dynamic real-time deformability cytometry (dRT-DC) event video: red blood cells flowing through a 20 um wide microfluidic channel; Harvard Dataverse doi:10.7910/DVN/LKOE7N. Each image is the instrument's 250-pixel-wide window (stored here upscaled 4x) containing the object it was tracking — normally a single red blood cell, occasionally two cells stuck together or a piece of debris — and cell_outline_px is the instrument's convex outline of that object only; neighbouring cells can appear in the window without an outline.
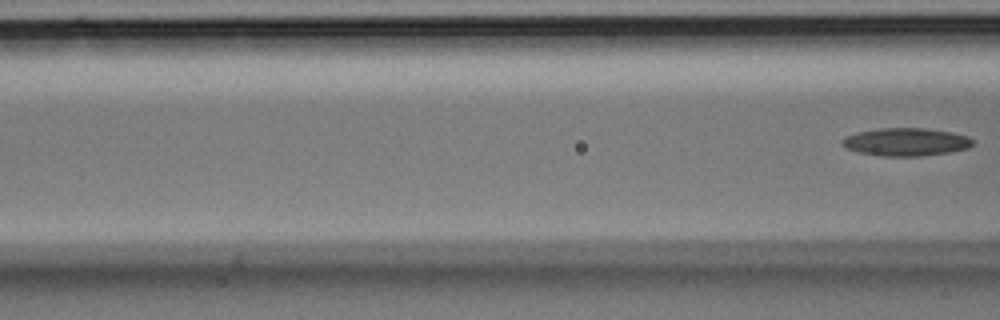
{"species": "Egyptian fruit bat (a non-hibernating species)", "species_latin": "Rousettus aegyptiacus", "temperature_condition": "room temperature", "stored_images_in_passage": 5, "segment_of_instrument_passage": [2, 2], "camera_frame_rate_fps": 3000, "um_per_image_px": 0.085, "animal": {"sex": "male"}, "frame": {"image": 1, "passage_image": 5, "time_ms": 1.333, "image_size_px": [1000, 320], "cell_outline_px": [[972, 144], [968, 148], [948, 152], [920, 156], [880, 156], [860, 152], [844, 148], [840, 144], [840, 140], [856, 132], [880, 128], [924, 128], [952, 132], [968, 136], [972, 140]], "centroid_in_image_um": [76.96, 12.06], "position_along_channel_um": 89.6, "area_um2": 21.21}}